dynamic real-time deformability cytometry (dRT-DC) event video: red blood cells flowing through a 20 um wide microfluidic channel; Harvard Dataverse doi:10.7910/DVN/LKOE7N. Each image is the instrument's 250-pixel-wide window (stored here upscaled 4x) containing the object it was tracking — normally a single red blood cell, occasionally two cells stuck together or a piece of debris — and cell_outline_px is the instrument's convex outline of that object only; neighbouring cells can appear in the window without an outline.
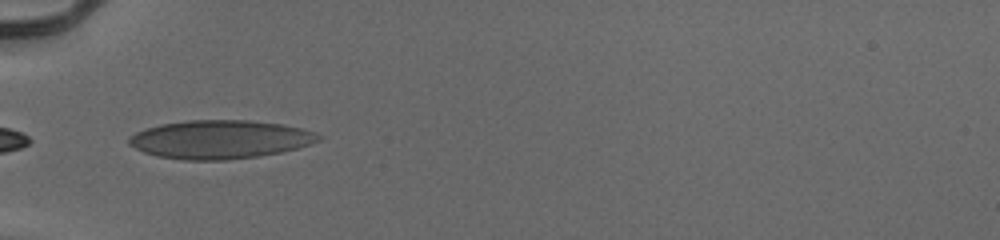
{"species": "human", "species_latin": "Homo sapiens", "temperature_condition": "cold", "stored_images_in_passage": 35, "camera_frame_rate_fps": 3000, "um_per_image_px": 0.085, "donor": {"sex": "male"}, "frame": {"image": 1, "passage_image": 1, "time_ms": 0.0, "image_size_px": [1000, 240], "cell_outline_px": [[324, 136], [320, 140], [296, 148], [280, 152], [260, 156], [228, 160], [184, 160], [156, 156], [144, 152], [128, 144], [128, 136], [136, 132], [160, 124], [188, 120], [248, 120], [284, 124], [316, 132]], "centroid_in_image_um": [18.7, 11.85], "position_along_channel_um": 66.3, "area_um2": 42.66}}
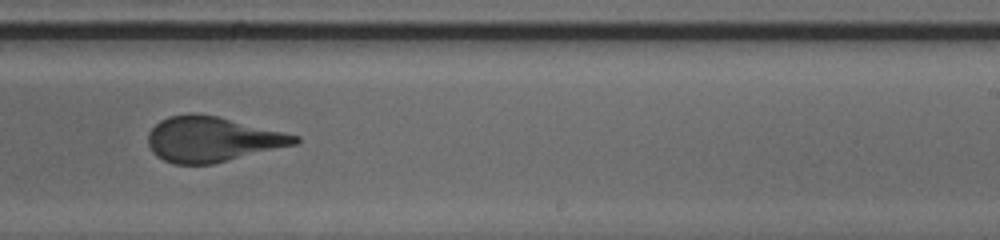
{"frame": {"image": 2, "passage_image": 17, "time_ms": 5.333, "image_size_px": [1000, 240], "cell_outline_px": [[300, 140], [296, 144], [212, 164], [172, 164], [156, 156], [152, 152], [148, 144], [148, 132], [160, 120], [168, 116], [192, 112], [196, 112], [216, 116], [284, 132], [300, 136]], "centroid_in_image_um": [17.99, 11.83], "position_along_channel_um": 271.0, "area_um2": 38.55}}
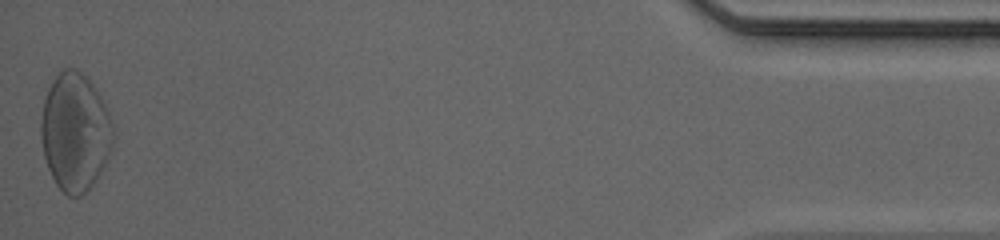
{"frame": {"image": 3, "passage_image": 35, "time_ms": 11.333, "image_size_px": [1000, 240], "cell_outline_px": [[116, 136], [108, 160], [92, 184], [80, 196], [68, 196], [56, 184], [48, 168], [44, 156], [40, 140], [40, 124], [44, 100], [48, 88], [56, 76], [64, 68], [76, 68], [96, 88], [112, 120]], "centroid_in_image_um": [6.39, 11.22], "position_along_channel_um": 428.8, "area_um2": 49.77}, "authors_computed_cell_mechanics": {"area_um2": 39.2462, "velocity_mm_per_s": 3.9449, "shape_relaxation_time_tau1_ms": 6.0642, "shape_relaxation_time_tau2_ms": null, "deformation_change_tau1": 0.211, "deformation_change_tau2": null}}